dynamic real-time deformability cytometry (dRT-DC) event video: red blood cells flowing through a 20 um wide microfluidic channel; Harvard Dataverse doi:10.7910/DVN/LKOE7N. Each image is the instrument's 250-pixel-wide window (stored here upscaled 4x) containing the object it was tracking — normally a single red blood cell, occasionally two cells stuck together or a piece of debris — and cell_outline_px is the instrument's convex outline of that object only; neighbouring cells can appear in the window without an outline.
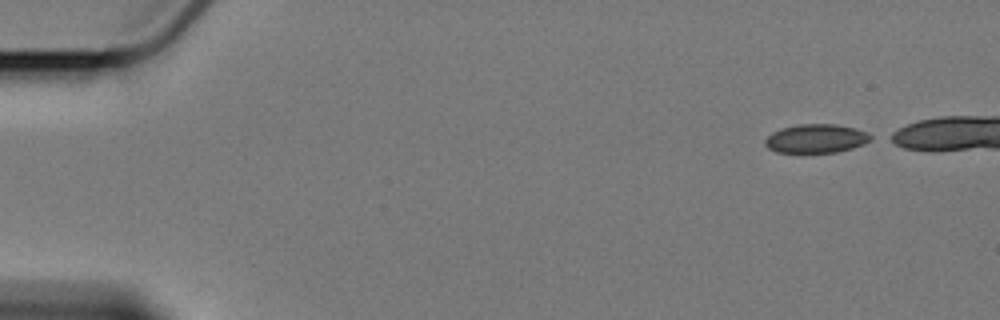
{"species": "Egyptian fruit bat (a non-hibernating species)", "species_latin": "Rousettus aegyptiacus", "temperature_condition": "cold", "stored_images_in_passage": 5, "camera_frame_rate_fps": 3000, "um_per_image_px": 0.085, "animal": {"sex": "female"}, "frame": {"image": 1, "passage_image": 1, "time_ms": 0.0, "image_size_px": [1000, 320], "cell_outline_px": [[872, 140], [864, 144], [852, 148], [836, 152], [776, 152], [768, 148], [764, 144], [764, 140], [772, 132], [780, 128], [800, 124], [836, 124], [856, 128], [872, 136]], "centroid_in_image_um": [69.36, 11.77], "position_along_channel_um": 15.6, "area_um2": 17.69}}